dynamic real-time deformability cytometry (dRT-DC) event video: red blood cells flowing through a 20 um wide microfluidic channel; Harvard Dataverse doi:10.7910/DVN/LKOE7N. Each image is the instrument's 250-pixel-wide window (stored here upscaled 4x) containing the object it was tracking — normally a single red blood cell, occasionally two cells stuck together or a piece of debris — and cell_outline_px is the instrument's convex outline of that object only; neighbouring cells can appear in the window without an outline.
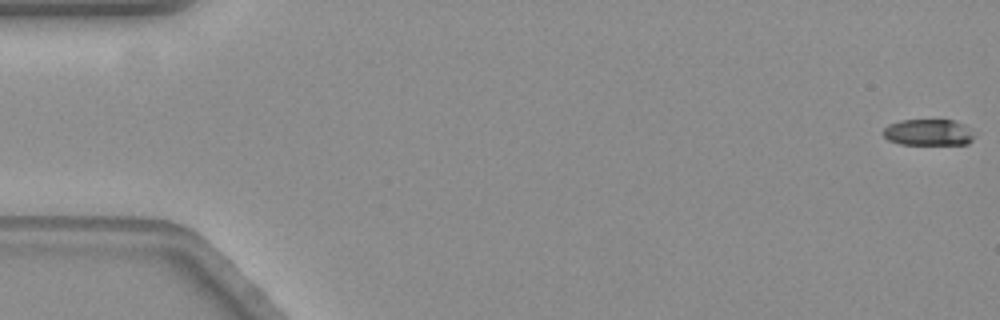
{"species": "common noctule bat (a hibernating species)", "species_latin": "Nyctalus noctula", "temperature_condition": "warm", "stored_images_in_passage": 59, "camera_frame_rate_fps": 3000, "um_per_image_px": 0.085, "animal": {"sex": "female", "body_mass_g": 19.3, "forearm_length_mm": 54.1}, "frame": {"image": 1, "passage_image": 1, "time_ms": 0.0, "image_size_px": [1000, 320], "cell_outline_px": [[972, 140], [968, 144], [900, 144], [888, 140], [884, 136], [884, 128], [888, 124], [900, 120], [952, 120], [960, 124], [972, 136]], "centroid_in_image_um": [78.8, 11.26], "position_along_channel_um": 6.2, "area_um2": 13.53}}
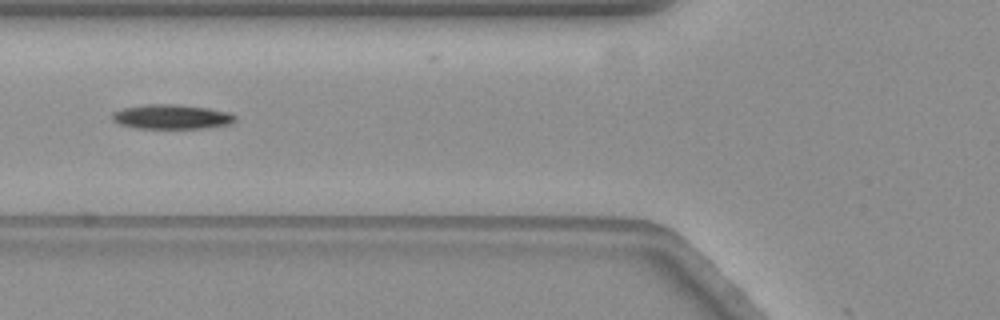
{"frame": {"image": 2, "passage_image": 23, "time_ms": 7.333, "image_size_px": [1000, 320], "cell_outline_px": [[236, 120], [232, 124], [204, 128], [136, 128], [120, 124], [112, 120], [112, 116], [116, 112], [124, 108], [144, 104], [172, 104], [208, 108], [228, 112], [236, 116]], "centroid_in_image_um": [14.62, 9.93], "position_along_channel_um": 111.2, "area_um2": 17.46}}
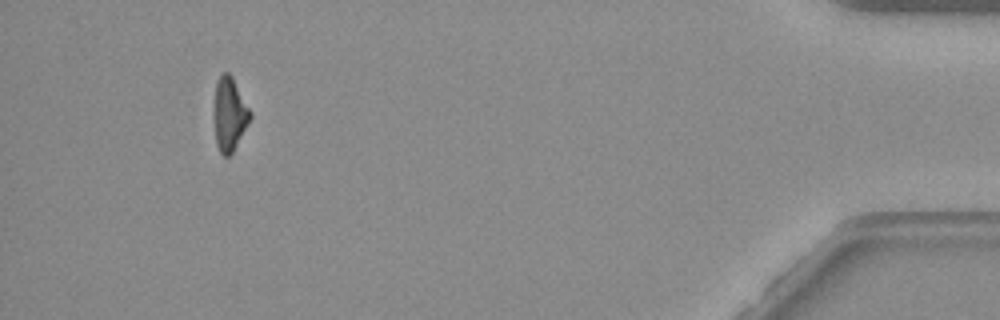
{"frame": {"image": 3, "passage_image": 55, "time_ms": 18.0, "image_size_px": [1000, 320], "cell_outline_px": [[252, 116], [248, 124], [232, 152], [228, 156], [224, 156], [220, 152], [216, 144], [212, 112], [216, 80], [224, 72], [228, 72], [232, 76], [252, 112]], "centroid_in_image_um": [19.48, 9.67], "position_along_channel_um": 415.7, "area_um2": 15.84}, "authors_computed_cell_mechanics": {"area_um2": 16.2418, "velocity_mm_per_s": 3.5384, "shape_relaxation_time_tau1_ms": 10.9506, "shape_relaxation_time_tau2_ms": null, "deformation_change_tau1": 0.2998, "deformation_change_tau2": null}}